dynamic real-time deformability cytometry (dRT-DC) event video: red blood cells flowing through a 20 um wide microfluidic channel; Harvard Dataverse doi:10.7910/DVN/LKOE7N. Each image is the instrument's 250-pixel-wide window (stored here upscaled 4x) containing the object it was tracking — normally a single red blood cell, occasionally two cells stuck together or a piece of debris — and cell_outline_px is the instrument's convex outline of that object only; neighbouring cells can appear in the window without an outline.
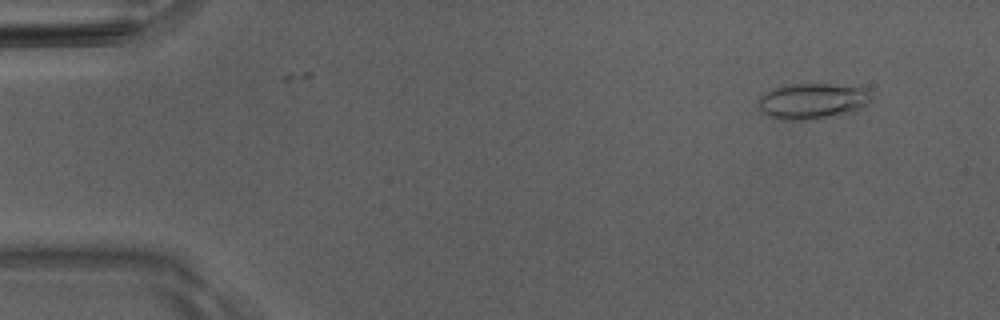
{"species": "Egyptian fruit bat (a non-hibernating species)", "species_latin": "Rousettus aegyptiacus", "temperature_condition": "room temperature", "stored_images_in_passage": 6, "camera_frame_rate_fps": 3000, "um_per_image_px": 0.085, "animal": {"sex": "male"}, "frame": {"image": 1, "passage_image": 5, "time_ms": 1.333, "image_size_px": [1000, 320], "cell_outline_px": [[872, 96], [868, 104], [860, 108], [848, 112], [832, 116], [804, 120], [780, 120], [768, 116], [760, 108], [760, 96], [772, 88], [784, 84], [860, 84], [868, 88], [872, 92]], "centroid_in_image_um": [69.13, 8.55], "position_along_channel_um": 15.9, "area_um2": 23.99}}